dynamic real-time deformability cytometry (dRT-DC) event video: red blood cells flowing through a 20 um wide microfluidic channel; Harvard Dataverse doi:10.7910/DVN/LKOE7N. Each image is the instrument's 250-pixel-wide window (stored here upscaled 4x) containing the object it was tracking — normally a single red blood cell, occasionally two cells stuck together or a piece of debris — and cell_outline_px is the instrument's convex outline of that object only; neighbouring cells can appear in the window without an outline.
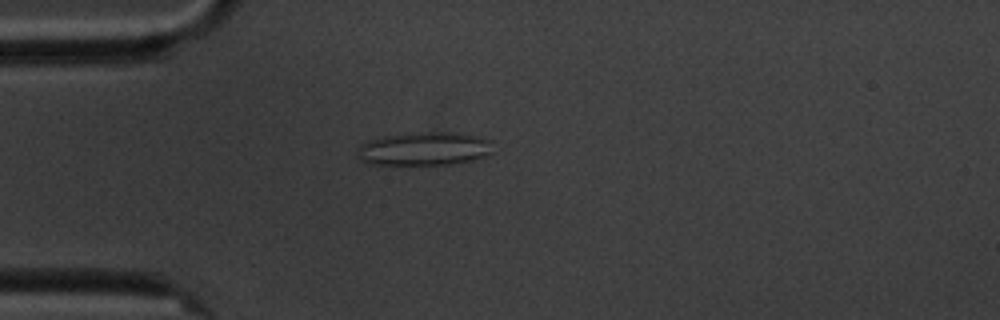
{"species": "common noctule bat (a hibernating species)", "species_latin": "Nyctalus noctula", "temperature_condition": "cold", "stored_images_in_passage": 5, "camera_frame_rate_fps": 3000, "um_per_image_px": 0.085, "animal": {"sex": "male", "body_mass_g": 20.1, "forearm_length_mm": 53.5}, "frame": {"image": 1, "passage_image": 5, "time_ms": 4.667, "image_size_px": [1000, 320], "cell_outline_px": [[492, 152], [484, 156], [472, 160], [448, 164], [372, 164], [360, 160], [356, 156], [360, 144], [368, 140], [384, 136], [428, 132], [452, 132], [476, 136], [492, 140]], "centroid_in_image_um": [36.05, 12.64], "position_along_channel_um": 48.9, "area_um2": 26.18}}